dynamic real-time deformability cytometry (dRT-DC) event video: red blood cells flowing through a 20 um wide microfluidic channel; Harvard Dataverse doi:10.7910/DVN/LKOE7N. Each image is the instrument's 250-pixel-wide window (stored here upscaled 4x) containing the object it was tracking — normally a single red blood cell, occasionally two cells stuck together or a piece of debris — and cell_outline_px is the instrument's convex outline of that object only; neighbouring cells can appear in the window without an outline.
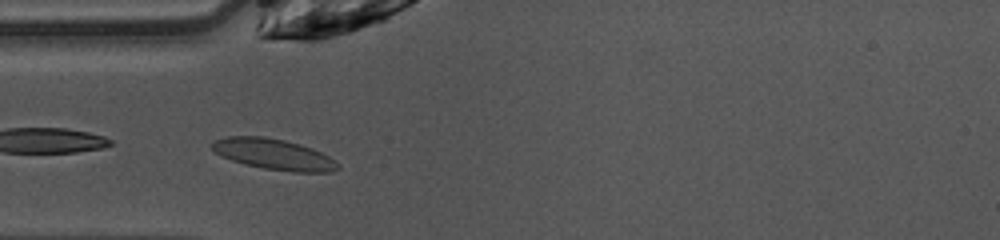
{"species": "common noctule bat (a hibernating species)", "species_latin": "Nyctalus noctula", "temperature_condition": "warm", "stored_images_in_passage": 30, "camera_frame_rate_fps": 3000, "um_per_image_px": 0.085, "animal": {"sex": "female", "body_mass_g": 10.0, "forearm_length_mm": 53.1}, "frame": {"image": 1, "passage_image": 13, "time_ms": 4.0, "image_size_px": [1000, 240], "cell_outline_px": [[340, 168], [332, 172], [292, 172], [264, 168], [244, 164], [220, 156], [212, 148], [212, 144], [216, 140], [228, 136], [264, 136], [284, 140], [300, 144], [312, 148], [336, 160], [340, 164]], "centroid_in_image_um": [23.31, 13.12], "position_along_channel_um": 61.7, "area_um2": 22.6}}